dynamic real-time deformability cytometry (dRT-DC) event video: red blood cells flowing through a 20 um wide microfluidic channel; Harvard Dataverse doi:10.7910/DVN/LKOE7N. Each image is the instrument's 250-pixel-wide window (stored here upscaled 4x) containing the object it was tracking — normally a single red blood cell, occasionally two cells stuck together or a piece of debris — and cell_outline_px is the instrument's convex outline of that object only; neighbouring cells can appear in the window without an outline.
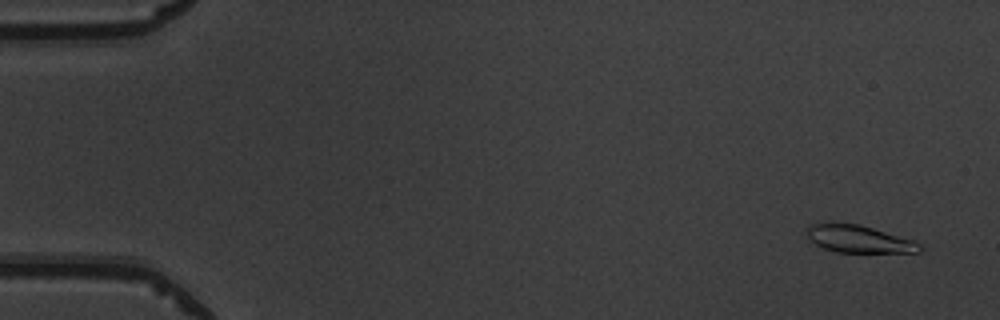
{"species": "common noctule bat (a hibernating species)", "species_latin": "Nyctalus noctula", "temperature_condition": "warm", "stored_images_in_passage": 52, "camera_frame_rate_fps": 3000, "um_per_image_px": 0.085, "animal": {"sex": "male", "body_mass_g": 19.5, "forearm_length_mm": 54.6}, "frame": {"image": 1, "passage_image": 3, "time_ms": 0.667, "image_size_px": [1000, 320], "cell_outline_px": [[924, 248], [920, 252], [836, 252], [824, 248], [808, 240], [808, 224], [832, 220], [860, 224], [912, 240], [920, 244]], "centroid_in_image_um": [72.93, 20.27], "position_along_channel_um": 12.1, "area_um2": 18.38}}
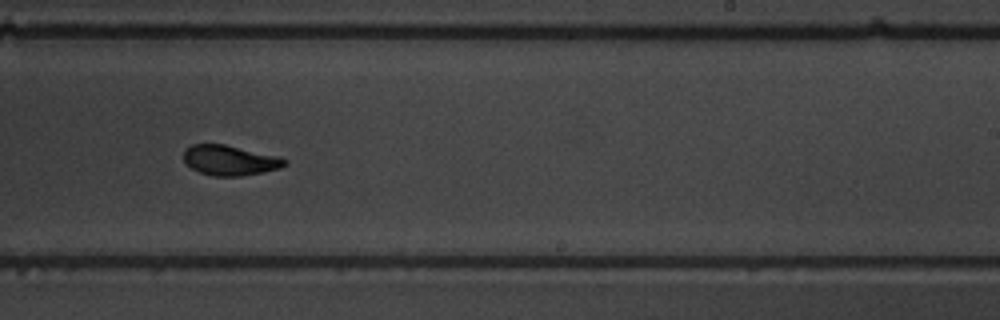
{"frame": {"image": 2, "passage_image": 33, "time_ms": 10.667, "image_size_px": [1000, 320], "cell_outline_px": [[288, 164], [280, 168], [264, 172], [240, 176], [212, 176], [200, 172], [192, 168], [184, 160], [184, 148], [192, 144], [224, 144], [280, 156], [288, 160]], "centroid_in_image_um": [19.57, 13.62], "position_along_channel_um": 269.4, "area_um2": 17.86}}
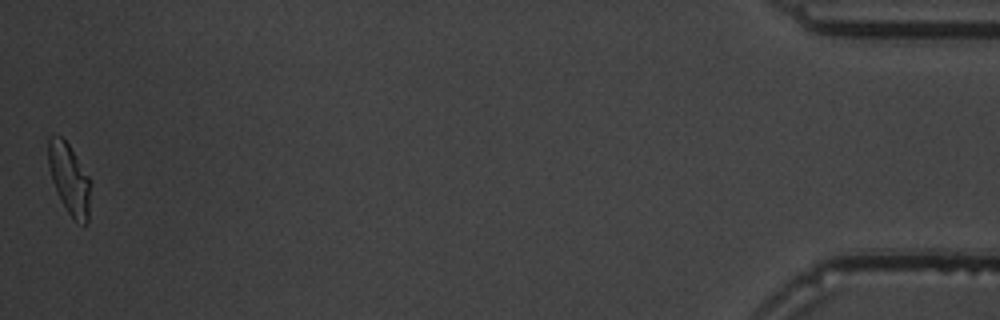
{"frame": {"image": 3, "passage_image": 52, "time_ms": 17.0, "image_size_px": [1000, 320], "cell_outline_px": [[92, 180], [88, 220], [84, 224], [76, 220], [68, 212], [52, 180], [48, 164], [48, 140], [52, 136], [60, 136], [68, 144]], "centroid_in_image_um": [5.93, 15.19], "position_along_channel_um": 429.3, "area_um2": 17.11}, "authors_computed_cell_mechanics": {"area_um2": 18.2359, "velocity_mm_per_s": 3.9466, "shape_relaxation_time_tau1_ms": 3.4081, "shape_relaxation_time_tau2_ms": 1.4288, "deformation_change_tau1": 0.1534, "deformation_change_tau2": 0.0651}}